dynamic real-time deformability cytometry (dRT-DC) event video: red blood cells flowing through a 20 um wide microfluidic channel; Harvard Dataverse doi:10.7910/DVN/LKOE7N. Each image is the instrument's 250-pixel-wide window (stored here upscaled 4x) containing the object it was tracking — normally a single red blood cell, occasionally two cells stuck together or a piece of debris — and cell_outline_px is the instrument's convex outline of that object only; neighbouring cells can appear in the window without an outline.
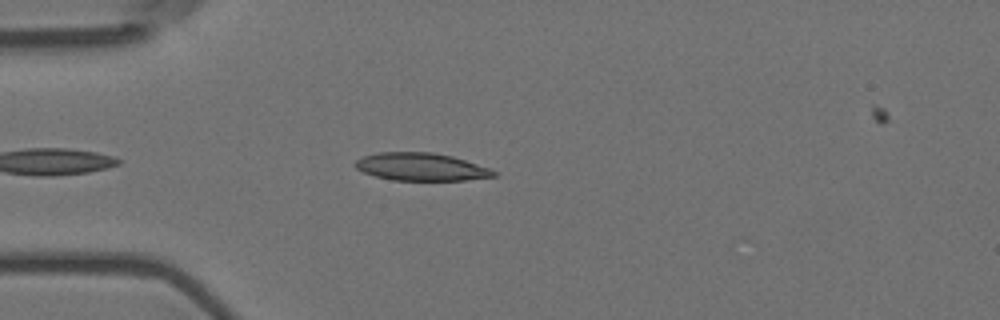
{"species": "Egyptian fruit bat (a non-hibernating species)", "species_latin": "Rousettus aegyptiacus", "temperature_condition": "room temperature", "stored_images_in_passage": 31, "camera_frame_rate_fps": 3000, "um_per_image_px": 0.085, "animal": {"sex": "female"}, "frame": {"image": 1, "passage_image": 5, "time_ms": 1.333, "image_size_px": [1000, 320], "cell_outline_px": [[496, 176], [464, 180], [392, 180], [376, 176], [364, 172], [356, 168], [352, 164], [356, 160], [364, 156], [380, 152], [432, 152], [452, 156], [488, 168], [496, 172]], "centroid_in_image_um": [35.75, 14.18], "position_along_channel_um": 49.2, "area_um2": 22.14}}
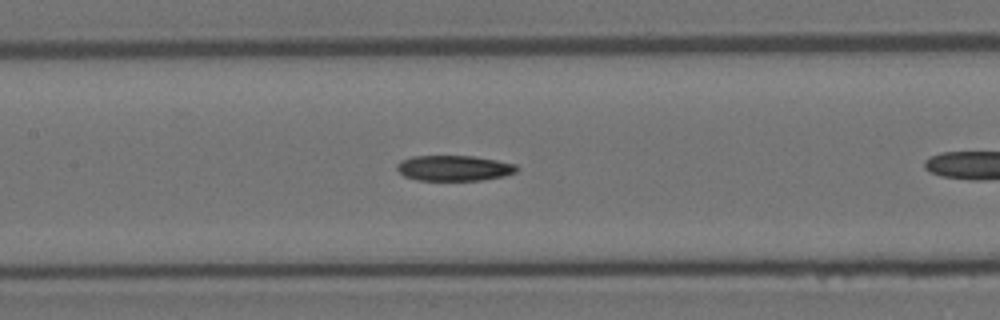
{"frame": {"image": 2, "passage_image": 12, "time_ms": 3.667, "image_size_px": [1000, 320], "cell_outline_px": [[520, 168], [516, 172], [504, 176], [480, 180], [416, 180], [404, 176], [396, 168], [396, 164], [400, 160], [412, 156], [472, 156], [496, 160], [516, 164]], "centroid_in_image_um": [38.58, 14.29], "position_along_channel_um": 168.8, "area_um2": 17.86}}
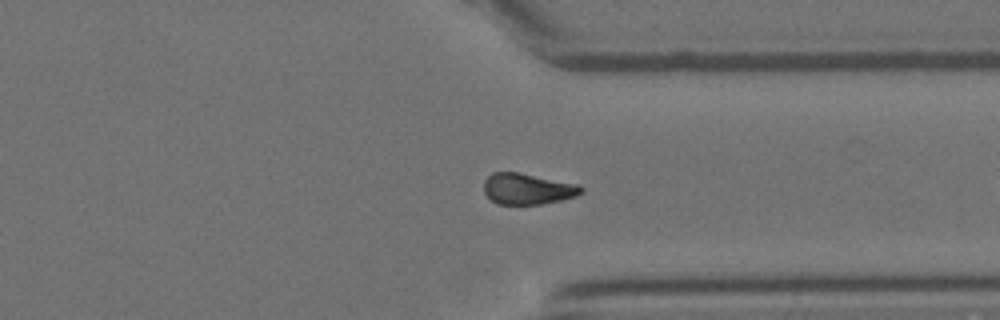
{"frame": {"image": 3, "passage_image": 28, "time_ms": 9.0, "image_size_px": [1000, 320], "cell_outline_px": [[584, 192], [576, 196], [560, 200], [540, 204], [496, 204], [484, 192], [484, 180], [492, 172], [516, 172], [580, 184], [584, 188]], "centroid_in_image_um": [44.86, 16.05], "position_along_channel_um": 366.5, "area_um2": 17.63}}